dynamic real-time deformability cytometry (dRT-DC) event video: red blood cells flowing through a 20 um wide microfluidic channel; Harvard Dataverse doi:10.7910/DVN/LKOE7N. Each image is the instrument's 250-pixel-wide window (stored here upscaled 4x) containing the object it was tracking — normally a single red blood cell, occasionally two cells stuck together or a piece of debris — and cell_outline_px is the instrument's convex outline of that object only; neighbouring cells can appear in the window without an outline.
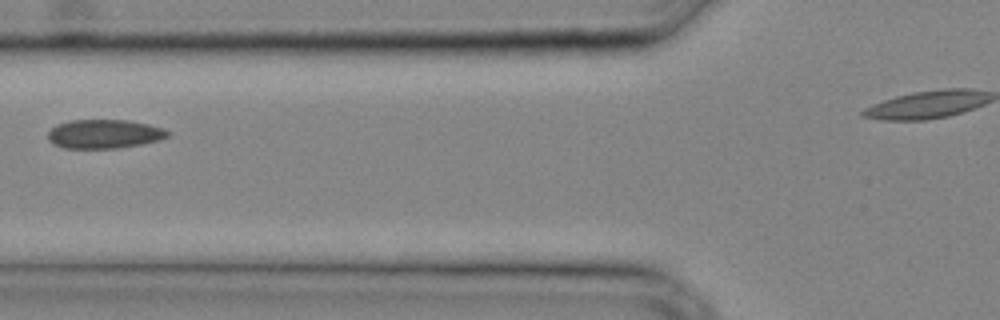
{"species": "common noctule bat (a hibernating species)", "species_latin": "Nyctalus noctula", "temperature_condition": "cold", "stored_images_in_passage": 21, "camera_frame_rate_fps": 3000, "um_per_image_px": 0.085, "animal": {"sex": "male", "body_mass_g": 20.4}, "frame": {"image": 1, "passage_image": 4, "time_ms": 1.0, "image_size_px": [1000, 320], "cell_outline_px": [[172, 132], [168, 136], [160, 140], [140, 144], [116, 148], [64, 148], [52, 144], [48, 140], [48, 132], [56, 124], [72, 120], [128, 120], [148, 124], [164, 128]], "centroid_in_image_um": [8.86, 11.38], "position_along_channel_um": 116.9, "area_um2": 20.29}}
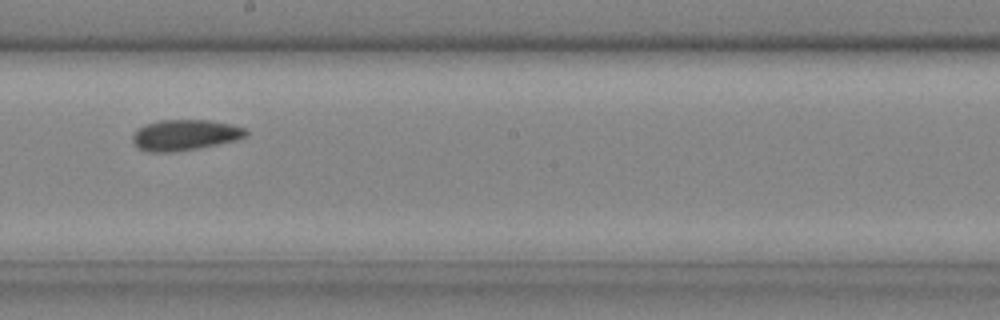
{"frame": {"image": 2, "passage_image": 10, "time_ms": 3.0, "image_size_px": [1000, 320], "cell_outline_px": [[248, 136], [216, 144], [196, 148], [172, 152], [148, 152], [136, 148], [132, 140], [132, 136], [140, 128], [148, 124], [160, 120], [208, 120], [228, 124], [244, 128], [248, 132]], "centroid_in_image_um": [15.68, 11.48], "position_along_channel_um": 232.5, "area_um2": 19.94}}
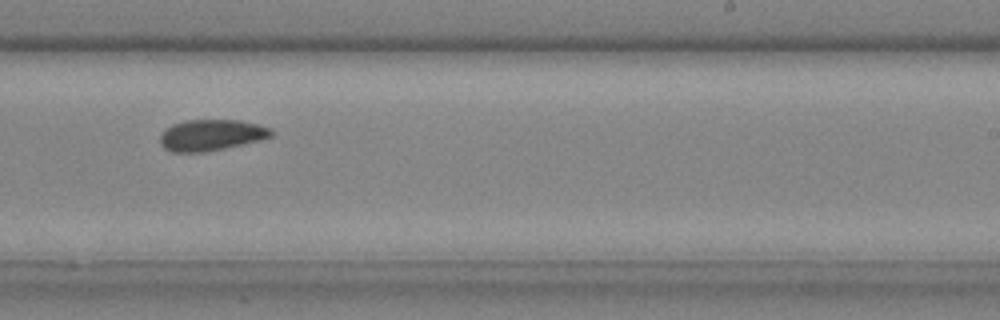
{"frame": {"image": 3, "passage_image": 12, "time_ms": 3.667, "image_size_px": [1000, 320], "cell_outline_px": [[272, 136], [264, 140], [204, 152], [172, 152], [164, 148], [160, 144], [160, 136], [172, 124], [184, 120], [240, 120], [272, 128]], "centroid_in_image_um": [17.98, 11.48], "position_along_channel_um": 271.0, "area_um2": 20.23}}